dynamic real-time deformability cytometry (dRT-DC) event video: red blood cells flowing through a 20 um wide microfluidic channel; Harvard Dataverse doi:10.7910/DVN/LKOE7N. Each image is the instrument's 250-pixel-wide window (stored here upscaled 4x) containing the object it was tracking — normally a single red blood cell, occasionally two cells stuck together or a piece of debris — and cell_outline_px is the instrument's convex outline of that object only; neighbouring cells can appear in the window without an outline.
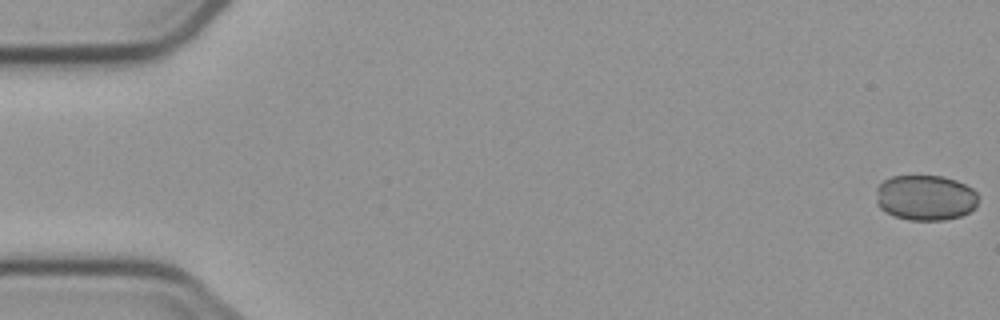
{"species": "common noctule bat (a hibernating species)", "species_latin": "Nyctalus noctula", "temperature_condition": "cold", "stored_images_in_passage": 8, "camera_frame_rate_fps": 3000, "um_per_image_px": 0.085, "animal": {"sex": "male", "body_mass_g": 23.1, "forearm_length_mm": 52.7}, "frame": {"image": 1, "passage_image": 1, "time_ms": 0.0, "image_size_px": [1000, 320], "cell_outline_px": [[976, 208], [960, 216], [944, 220], [908, 220], [892, 216], [884, 212], [876, 204], [876, 188], [884, 180], [892, 176], [944, 176], [956, 180], [972, 188], [976, 192]], "centroid_in_image_um": [78.62, 16.81], "position_along_channel_um": 6.4, "area_um2": 27.28}}
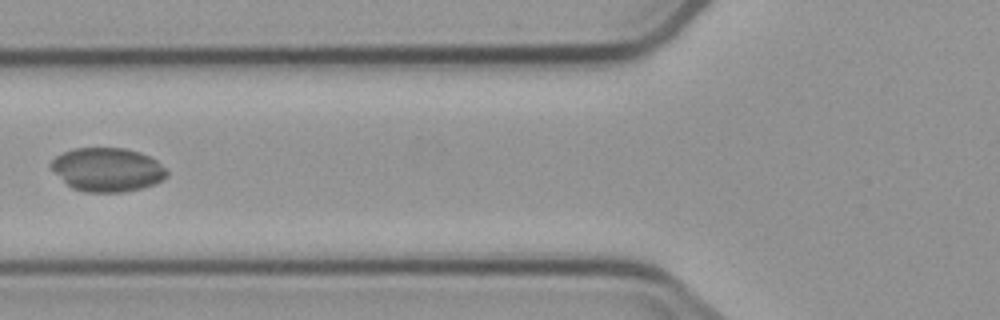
{"frame": {"image": 2, "passage_image": 7, "time_ms": 7.0, "image_size_px": [1000, 320], "cell_outline_px": [[168, 176], [164, 180], [156, 184], [124, 192], [84, 192], [72, 188], [48, 164], [56, 156], [64, 152], [76, 148], [124, 148], [140, 152], [156, 160], [168, 172]], "centroid_in_image_um": [9.16, 14.42], "position_along_channel_um": 116.6, "area_um2": 29.36}}
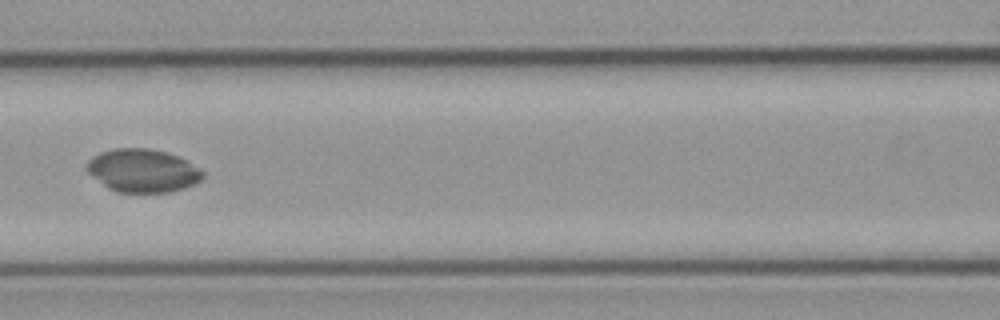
{"frame": {"image": 3, "passage_image": 8, "time_ms": 8.0, "image_size_px": [1000, 320], "cell_outline_px": [[204, 176], [200, 180], [184, 188], [168, 192], [116, 192], [108, 188], [92, 176], [88, 172], [88, 160], [92, 156], [100, 152], [112, 148], [148, 148], [164, 152], [176, 156], [184, 160], [204, 172]], "centroid_in_image_um": [12.09, 14.5], "position_along_channel_um": 154.5, "area_um2": 28.78}}